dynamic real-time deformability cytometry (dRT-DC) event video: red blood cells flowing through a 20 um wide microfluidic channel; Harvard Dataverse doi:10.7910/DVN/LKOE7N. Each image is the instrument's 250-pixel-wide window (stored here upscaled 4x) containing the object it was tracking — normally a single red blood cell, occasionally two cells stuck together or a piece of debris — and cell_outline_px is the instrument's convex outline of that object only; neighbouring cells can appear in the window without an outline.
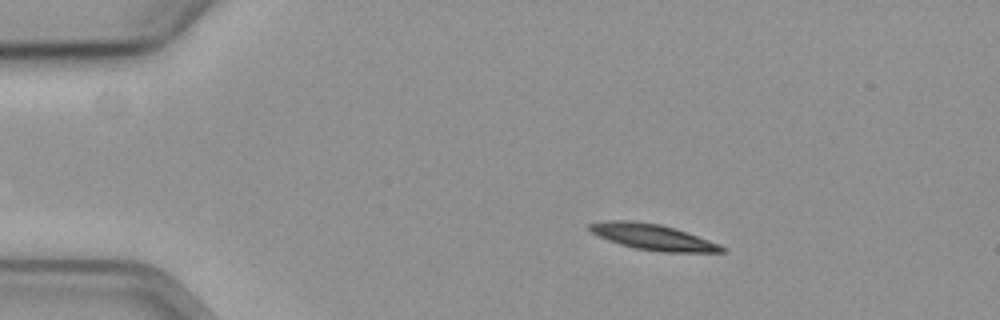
{"species": "common noctule bat (a hibernating species)", "species_latin": "Nyctalus noctula", "temperature_condition": "cold", "stored_images_in_passage": 46, "segment_of_instrument_passage": [1, 2], "camera_frame_rate_fps": 3000, "um_per_image_px": 0.085, "animal": {"sex": "female", "body_mass_g": 19.3, "forearm_length_mm": 54.1}, "frame": {"image": 1, "passage_image": 1, "time_ms": 0.0, "image_size_px": [1000, 320], "cell_outline_px": [[724, 252], [660, 252], [636, 248], [620, 244], [608, 240], [592, 232], [588, 228], [588, 224], [604, 220], [632, 220], [660, 224], [720, 244], [724, 248]], "centroid_in_image_um": [55.44, 20.14], "position_along_channel_um": 29.6, "area_um2": 19.59}}
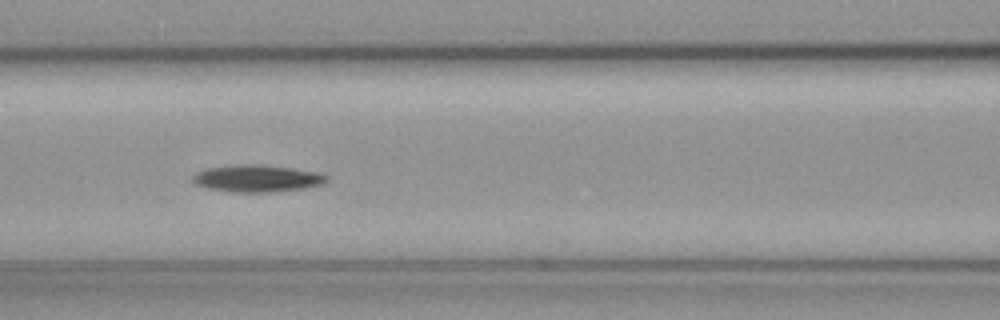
{"frame": {"image": 2, "passage_image": 16, "time_ms": 5.0, "image_size_px": [1000, 320], "cell_outline_px": [[328, 180], [324, 184], [304, 188], [276, 192], [228, 192], [208, 188], [196, 184], [192, 180], [192, 176], [196, 172], [208, 168], [236, 164], [260, 164], [292, 168], [320, 172], [328, 176]], "centroid_in_image_um": [21.88, 15.16], "position_along_channel_um": 144.7, "area_um2": 21.39}}
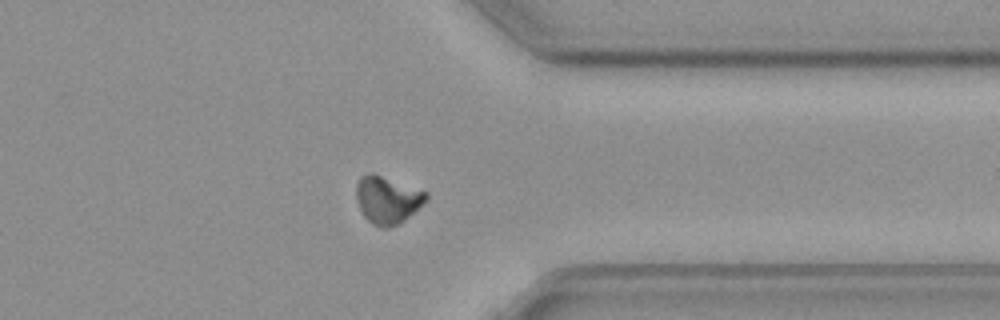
{"frame": {"image": 3, "passage_image": 36, "time_ms": 11.667, "image_size_px": [1000, 320], "cell_outline_px": [[428, 200], [400, 224], [388, 228], [384, 228], [372, 224], [364, 216], [356, 200], [356, 184], [360, 176], [368, 172], [372, 172], [428, 192]], "centroid_in_image_um": [32.93, 16.98], "position_along_channel_um": 378.5, "area_um2": 19.54}}